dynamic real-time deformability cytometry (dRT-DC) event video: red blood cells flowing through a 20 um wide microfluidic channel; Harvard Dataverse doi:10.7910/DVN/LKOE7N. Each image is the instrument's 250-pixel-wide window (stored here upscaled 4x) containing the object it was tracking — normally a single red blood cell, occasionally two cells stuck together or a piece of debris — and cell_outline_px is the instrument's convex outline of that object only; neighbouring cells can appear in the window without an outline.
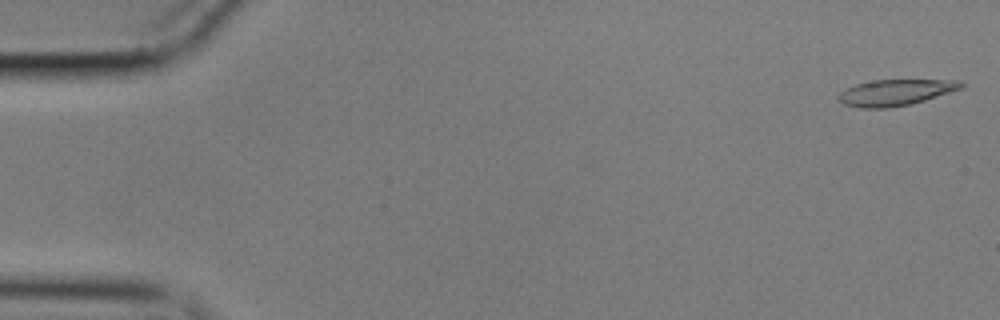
{"species": "common noctule bat (a hibernating species)", "species_latin": "Nyctalus noctula", "temperature_condition": "cold", "stored_images_in_passage": 9, "camera_frame_rate_fps": 3000, "um_per_image_px": 0.085, "animal": {"sex": "male", "body_mass_g": 17.9}, "frame": {"image": 1, "passage_image": 1, "time_ms": 0.0, "image_size_px": [1000, 320], "cell_outline_px": [[964, 84], [960, 88], [912, 104], [888, 108], [860, 108], [844, 104], [836, 96], [840, 92], [856, 84], [872, 80], [956, 80]], "centroid_in_image_um": [76.05, 7.86], "position_along_channel_um": 8.9, "area_um2": 18.38}}